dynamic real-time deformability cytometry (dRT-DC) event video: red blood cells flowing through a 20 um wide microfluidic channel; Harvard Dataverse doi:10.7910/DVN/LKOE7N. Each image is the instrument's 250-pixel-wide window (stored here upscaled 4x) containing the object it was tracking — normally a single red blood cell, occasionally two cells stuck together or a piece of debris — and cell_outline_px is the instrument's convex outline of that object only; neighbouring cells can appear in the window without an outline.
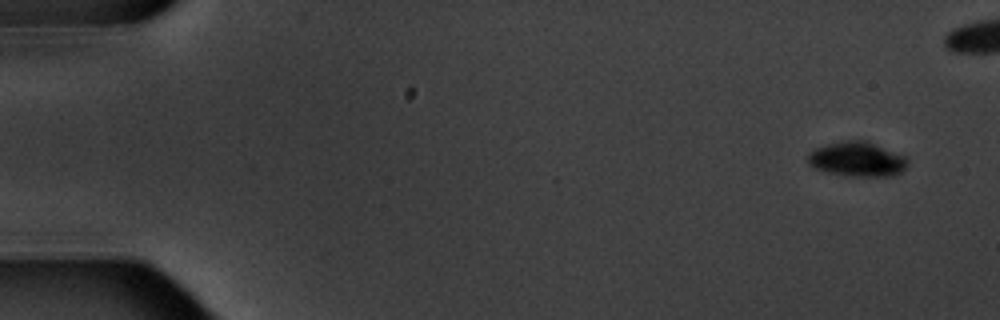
{"species": "common noctule bat (a hibernating species)", "species_latin": "Nyctalus noctula", "temperature_condition": "warm", "stored_images_in_passage": 7, "camera_frame_rate_fps": 3000, "um_per_image_px": 0.085, "animal": {"sex": "male", "body_mass_g": 20.1, "forearm_length_mm": 53.5}, "frame": {"image": 1, "passage_image": 1, "time_ms": 0.0, "image_size_px": [1000, 320], "cell_outline_px": [[908, 164], [900, 172], [892, 176], [856, 176], [828, 172], [812, 168], [808, 164], [808, 152], [816, 148], [840, 140], [868, 140], [904, 156], [908, 160]], "centroid_in_image_um": [72.84, 13.51], "position_along_channel_um": 12.2, "area_um2": 20.17}}